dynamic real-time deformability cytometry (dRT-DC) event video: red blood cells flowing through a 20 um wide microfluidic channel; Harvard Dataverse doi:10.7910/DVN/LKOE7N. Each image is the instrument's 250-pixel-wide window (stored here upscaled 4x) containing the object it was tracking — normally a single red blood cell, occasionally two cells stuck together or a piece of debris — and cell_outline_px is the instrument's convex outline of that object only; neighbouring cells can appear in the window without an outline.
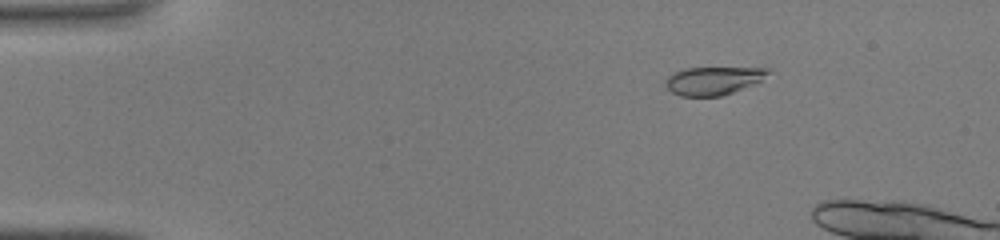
{"species": "common noctule bat (a hibernating species)", "species_latin": "Nyctalus noctula", "temperature_condition": "warm", "stored_images_in_passage": 39, "camera_frame_rate_fps": 3000, "um_per_image_px": 0.085, "animal": {"sex": "male", "body_mass_g": 19.0, "forearm_length_mm": 50.8}, "frame": {"image": 1, "passage_image": 6, "time_ms": 1.667, "image_size_px": [1000, 240], "cell_outline_px": [[768, 72], [760, 80], [732, 92], [720, 96], [680, 96], [672, 92], [664, 84], [668, 76], [672, 72], [684, 68], [768, 68]], "centroid_in_image_um": [60.53, 6.85], "position_along_channel_um": 24.5, "area_um2": 16.42}}
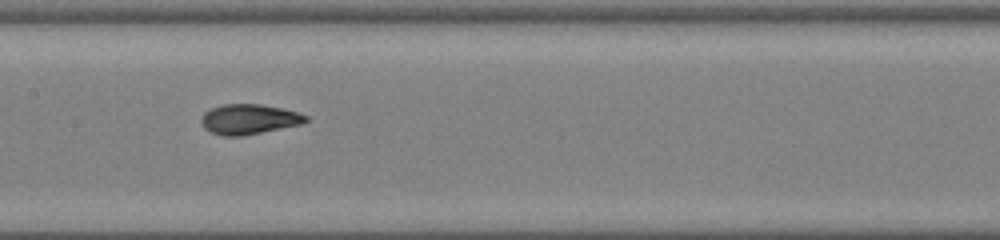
{"frame": {"image": 2, "passage_image": 22, "time_ms": 7.0, "image_size_px": [1000, 240], "cell_outline_px": [[308, 120], [304, 124], [240, 136], [220, 136], [204, 128], [200, 120], [204, 112], [212, 108], [224, 104], [260, 104], [284, 108], [308, 116]], "centroid_in_image_um": [21.18, 10.13], "position_along_channel_um": 186.2, "area_um2": 18.38}}
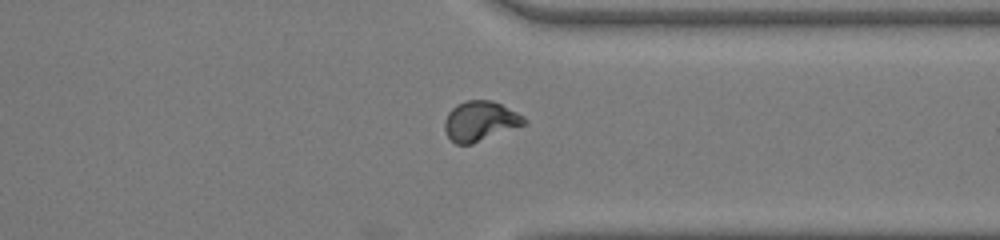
{"frame": {"image": 3, "passage_image": 34, "time_ms": 11.0, "image_size_px": [1000, 240], "cell_outline_px": [[528, 124], [472, 144], [456, 144], [448, 136], [444, 128], [444, 120], [448, 112], [456, 104], [464, 100], [492, 100], [524, 116], [528, 120]], "centroid_in_image_um": [40.83, 10.29], "position_along_channel_um": 370.6, "area_um2": 18.67}}